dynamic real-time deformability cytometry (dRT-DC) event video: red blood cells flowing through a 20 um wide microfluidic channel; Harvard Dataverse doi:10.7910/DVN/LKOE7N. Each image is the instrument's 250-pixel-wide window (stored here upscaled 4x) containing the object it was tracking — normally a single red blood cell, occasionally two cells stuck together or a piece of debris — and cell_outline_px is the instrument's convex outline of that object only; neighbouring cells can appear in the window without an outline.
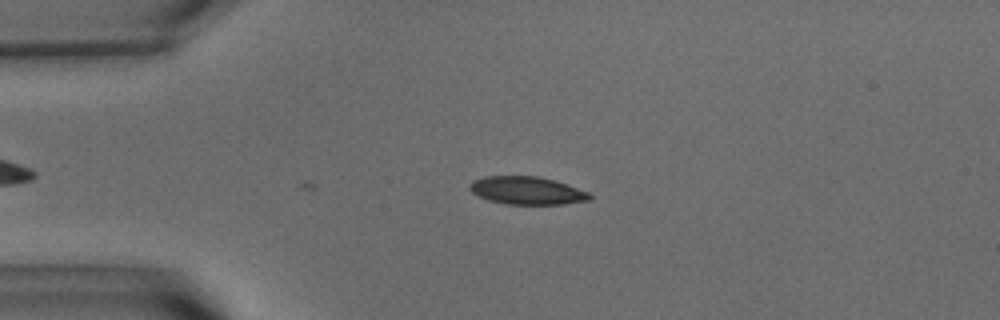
{"species": "common noctule bat (a hibernating species)", "species_latin": "Nyctalus noctula", "temperature_condition": "warm", "stored_images_in_passage": 2, "camera_frame_rate_fps": 3000, "um_per_image_px": 0.085, "animal": {"sex": "male", "body_mass_g": 15.6}, "frame": {"image": 1, "passage_image": 2, "time_ms": 0.333, "image_size_px": [1000, 320], "cell_outline_px": [[592, 200], [564, 204], [504, 204], [488, 200], [472, 192], [468, 188], [468, 184], [472, 180], [484, 176], [536, 176], [552, 180], [588, 192], [592, 196]], "centroid_in_image_um": [44.74, 16.2], "position_along_channel_um": 40.3, "area_um2": 19.42}}